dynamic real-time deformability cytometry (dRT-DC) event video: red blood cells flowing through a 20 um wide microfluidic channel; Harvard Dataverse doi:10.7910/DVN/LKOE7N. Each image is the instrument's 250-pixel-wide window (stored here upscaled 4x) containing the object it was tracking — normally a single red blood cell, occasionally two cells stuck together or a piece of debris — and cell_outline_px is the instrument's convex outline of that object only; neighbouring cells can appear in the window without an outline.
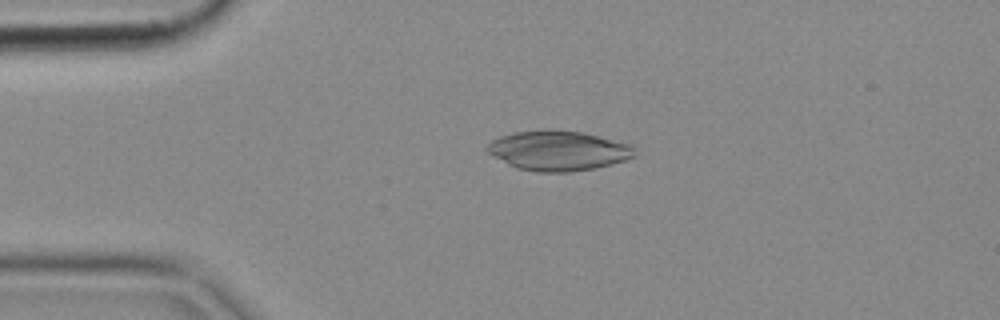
{"species": "common noctule bat (a hibernating species)", "species_latin": "Nyctalus noctula", "temperature_condition": "cold", "stored_images_in_passage": 5, "camera_frame_rate_fps": 3000, "um_per_image_px": 0.085, "animal": {"sex": "female", "body_mass_g": 18.4}, "frame": {"image": 1, "passage_image": 3, "time_ms": 0.667, "image_size_px": [1000, 320], "cell_outline_px": [[636, 156], [612, 164], [596, 168], [568, 172], [536, 172], [516, 168], [492, 156], [484, 148], [492, 140], [500, 136], [512, 132], [544, 128], [548, 128], [584, 132], [632, 144], [636, 148]], "centroid_in_image_um": [47.45, 12.78], "position_along_channel_um": 37.5, "area_um2": 34.97}}
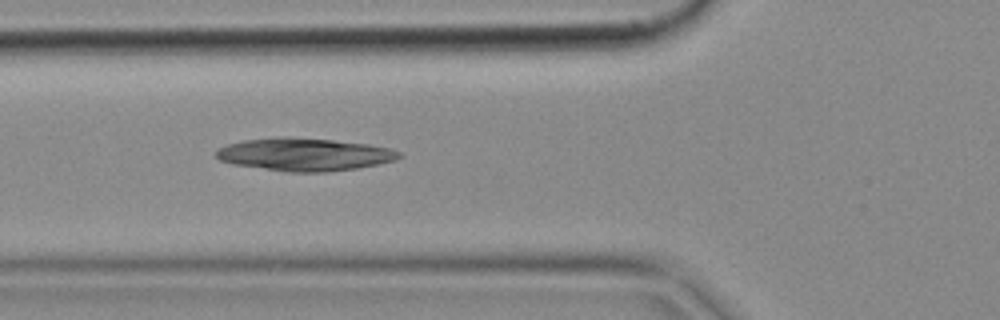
{"frame": {"image": 2, "passage_image": 5, "time_ms": 1.333, "image_size_px": [1000, 320], "cell_outline_px": [[400, 156], [396, 160], [356, 168], [324, 172], [288, 172], [232, 164], [220, 160], [216, 156], [216, 152], [220, 148], [228, 144], [244, 140], [276, 136], [288, 136], [332, 140], [368, 144], [388, 148], [400, 152]], "centroid_in_image_um": [25.84, 13.12], "position_along_channel_um": 100.0, "area_um2": 34.8}}